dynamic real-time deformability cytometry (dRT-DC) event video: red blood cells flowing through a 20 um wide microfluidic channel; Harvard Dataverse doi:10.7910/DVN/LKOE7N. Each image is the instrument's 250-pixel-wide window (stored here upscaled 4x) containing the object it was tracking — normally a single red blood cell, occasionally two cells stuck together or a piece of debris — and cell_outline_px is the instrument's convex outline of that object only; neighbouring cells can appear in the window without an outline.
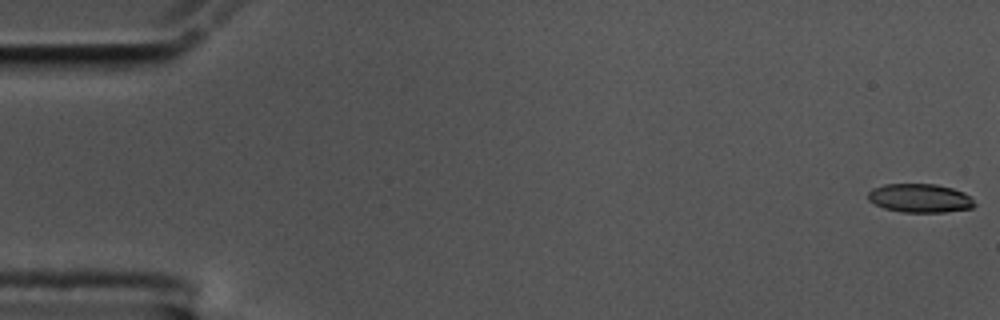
{"species": "common noctule bat (a hibernating species)", "species_latin": "Nyctalus noctula", "temperature_condition": "cold", "stored_images_in_passage": 57, "camera_frame_rate_fps": 3000, "um_per_image_px": 0.085, "animal": {"sex": "male", "body_mass_g": 17.5, "forearm_length_mm": 52.3}, "frame": {"image": 1, "passage_image": 1, "time_ms": 0.0, "image_size_px": [1000, 320], "cell_outline_px": [[976, 204], [972, 208], [944, 212], [900, 212], [884, 208], [868, 200], [868, 192], [872, 188], [884, 184], [936, 184], [952, 188], [964, 192], [972, 196]], "centroid_in_image_um": [78.21, 16.84], "position_along_channel_um": 6.8, "area_um2": 17.98}}
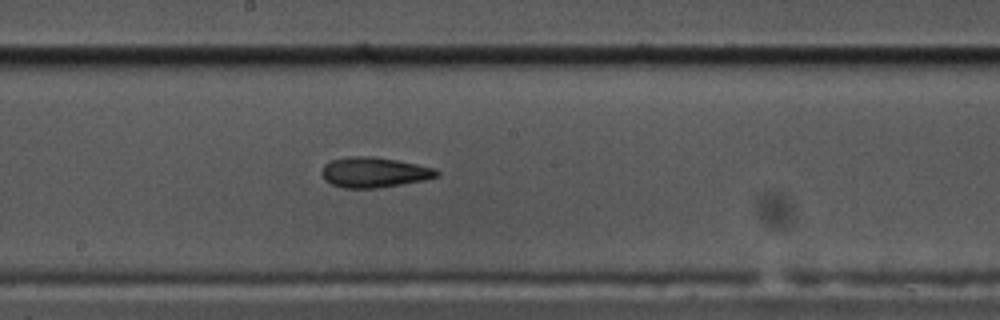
{"frame": {"image": 2, "passage_image": 31, "time_ms": 10.0, "image_size_px": [1000, 320], "cell_outline_px": [[440, 176], [424, 180], [376, 188], [344, 188], [332, 184], [324, 180], [320, 172], [324, 164], [332, 160], [348, 156], [372, 156], [396, 160], [436, 168], [440, 172]], "centroid_in_image_um": [31.79, 14.64], "position_along_channel_um": 216.4, "area_um2": 20.35}}
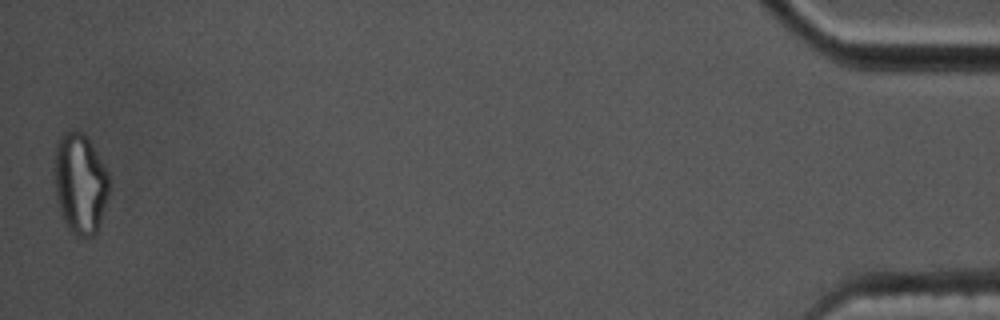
{"frame": {"image": 3, "passage_image": 57, "time_ms": 18.667, "image_size_px": [1000, 320], "cell_outline_px": [[108, 192], [96, 236], [76, 236], [68, 228], [64, 220], [56, 196], [56, 144], [64, 132], [80, 132], [88, 140], [96, 152], [108, 172]], "centroid_in_image_um": [6.83, 15.64], "position_along_channel_um": 428.4, "area_um2": 30.98}, "authors_computed_cell_mechanics": {"area_um2": 19.7098, "velocity_mm_per_s": 3.5234, "shape_relaxation_time_tau1_ms": 7.9724, "shape_relaxation_time_tau2_ms": 3.4756, "deformation_change_tau1": 0.2193, "deformation_change_tau2": 0.1177}}